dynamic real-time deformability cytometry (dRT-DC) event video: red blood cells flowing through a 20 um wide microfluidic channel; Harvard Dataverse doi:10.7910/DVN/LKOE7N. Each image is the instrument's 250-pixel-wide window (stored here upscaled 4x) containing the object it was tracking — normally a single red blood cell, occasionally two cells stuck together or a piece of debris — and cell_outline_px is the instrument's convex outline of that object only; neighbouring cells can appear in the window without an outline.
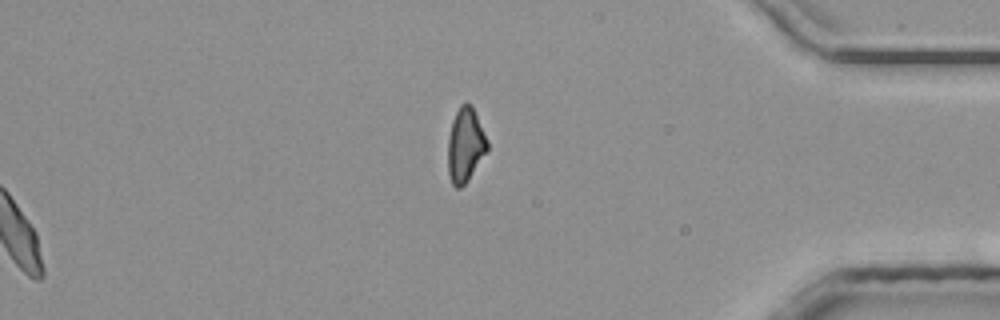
{"species": "common noctule bat (a hibernating species)", "species_latin": "Nyctalus noctula", "temperature_condition": "room temperature", "stored_images_in_passage": 35, "segment_of_instrument_passage": [2, 2], "camera_frame_rate_fps": 3000, "um_per_image_px": 0.085, "animal": {"sex": "male", "body_mass_g": 20.4}, "frame": {"image": 1, "passage_image": 35, "time_ms": 11.333, "image_size_px": [1000, 320], "cell_outline_px": [[488, 148], [468, 180], [460, 188], [456, 188], [452, 184], [448, 172], [448, 140], [452, 120], [460, 104], [464, 100], [472, 104], [488, 140]], "centroid_in_image_um": [39.55, 12.28], "position_along_channel_um": 395.7, "area_um2": 17.11}}